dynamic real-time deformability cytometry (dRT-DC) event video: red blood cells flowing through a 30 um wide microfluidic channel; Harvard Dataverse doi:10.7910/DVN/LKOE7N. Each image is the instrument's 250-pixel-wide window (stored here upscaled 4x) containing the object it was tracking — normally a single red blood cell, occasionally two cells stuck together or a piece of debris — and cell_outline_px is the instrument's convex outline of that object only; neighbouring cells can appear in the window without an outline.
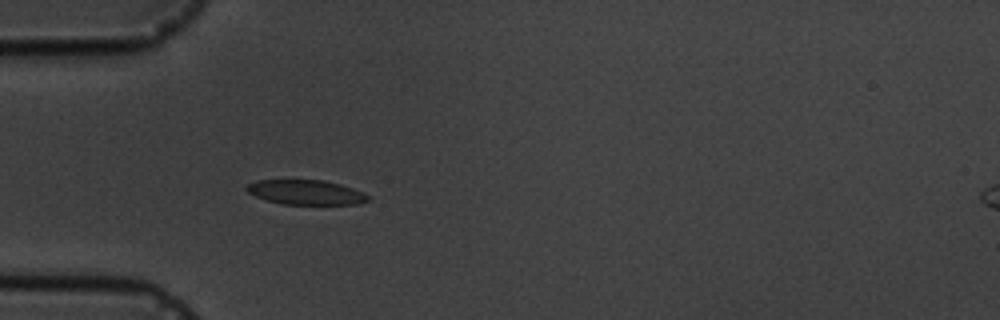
{"species": "common noctule bat (a hibernating species)", "species_latin": "Nyctalus noctula", "temperature_condition": "cold", "stored_images_in_passage": 1, "camera_frame_rate_fps": 3000, "um_per_image_px": 0.085, "animal": {"sex": "male", "body_mass_g": 19.5, "forearm_length_mm": 54.6}, "frame": {"image": 1, "passage_image": 1, "time_ms": 0.0, "image_size_px": [1000, 320], "cell_outline_px": [[372, 200], [356, 204], [284, 204], [268, 200], [256, 196], [248, 192], [244, 188], [248, 184], [256, 180], [320, 180], [340, 184], [352, 188], [372, 196]], "centroid_in_image_um": [26.04, 16.34], "position_along_channel_um": 59.0, "area_um2": 17.4}}